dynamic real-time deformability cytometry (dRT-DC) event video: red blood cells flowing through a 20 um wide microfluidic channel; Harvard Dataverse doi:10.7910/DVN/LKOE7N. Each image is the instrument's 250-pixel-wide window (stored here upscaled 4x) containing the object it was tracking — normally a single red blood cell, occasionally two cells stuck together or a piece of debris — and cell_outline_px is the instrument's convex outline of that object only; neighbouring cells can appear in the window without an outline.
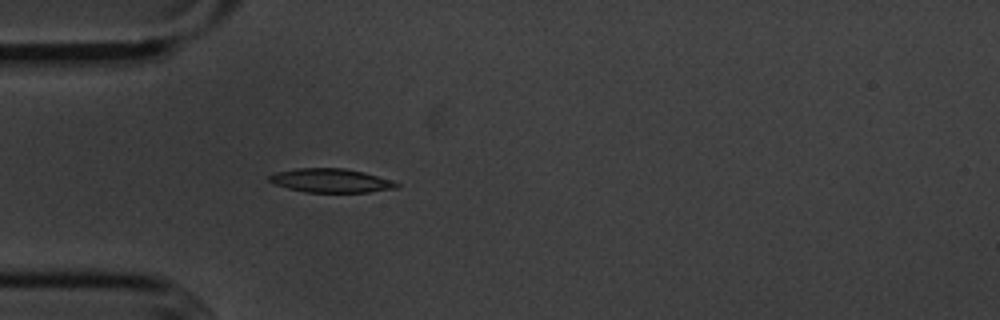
{"species": "common noctule bat (a hibernating species)", "species_latin": "Nyctalus noctula", "temperature_condition": "cold", "stored_images_in_passage": 4, "camera_frame_rate_fps": 3000, "um_per_image_px": 0.085, "animal": {"sex": "male", "body_mass_g": 20.1, "forearm_length_mm": 53.5}, "frame": {"image": 1, "passage_image": 4, "time_ms": 3.667, "image_size_px": [1000, 320], "cell_outline_px": [[400, 184], [396, 188], [368, 192], [304, 192], [288, 188], [276, 184], [268, 180], [268, 176], [276, 172], [296, 168], [344, 168], [364, 172], [392, 180]], "centroid_in_image_um": [28.12, 15.34], "position_along_channel_um": 56.9, "area_um2": 17.63}}